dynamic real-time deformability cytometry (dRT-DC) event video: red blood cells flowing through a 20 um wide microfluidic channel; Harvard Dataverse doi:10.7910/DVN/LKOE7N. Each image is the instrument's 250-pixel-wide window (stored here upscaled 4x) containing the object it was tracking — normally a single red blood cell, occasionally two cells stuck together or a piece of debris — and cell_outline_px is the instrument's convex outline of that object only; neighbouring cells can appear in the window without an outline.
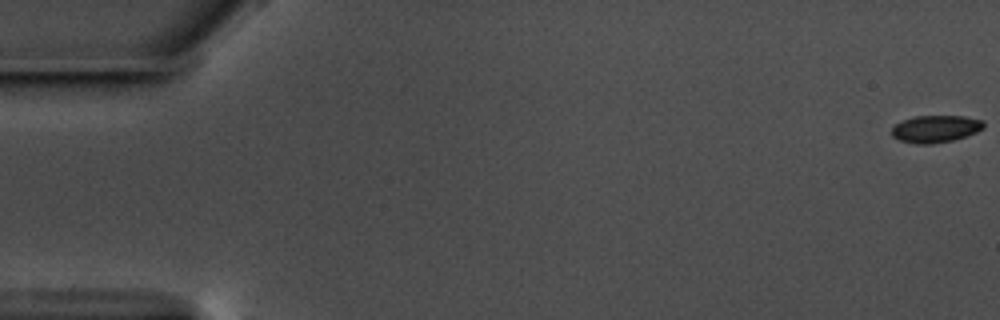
{"species": "common noctule bat (a hibernating species)", "species_latin": "Nyctalus noctula", "temperature_condition": "warm", "stored_images_in_passage": 2, "camera_frame_rate_fps": 3000, "um_per_image_px": 0.085, "animal": {"sex": "male", "body_mass_g": 17.5, "forearm_length_mm": 52.3}, "frame": {"image": 1, "passage_image": 1, "time_ms": 0.0, "image_size_px": [1000, 320], "cell_outline_px": [[984, 128], [976, 132], [952, 140], [932, 144], [916, 144], [900, 140], [892, 136], [892, 128], [900, 120], [916, 116], [964, 116], [984, 120]], "centroid_in_image_um": [79.51, 10.94], "position_along_channel_um": 5.5, "area_um2": 14.57}}